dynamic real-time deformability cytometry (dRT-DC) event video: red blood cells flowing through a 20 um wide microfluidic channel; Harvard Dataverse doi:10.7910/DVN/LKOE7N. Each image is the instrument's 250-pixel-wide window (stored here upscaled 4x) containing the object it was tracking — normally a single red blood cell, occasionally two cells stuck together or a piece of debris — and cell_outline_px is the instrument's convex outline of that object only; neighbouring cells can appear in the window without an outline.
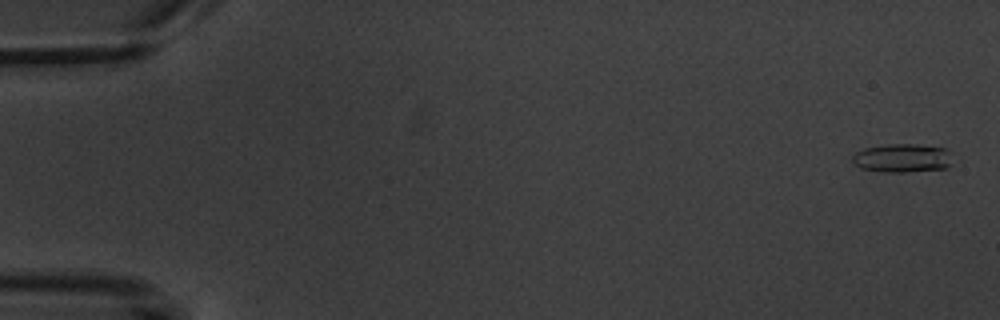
{"species": "common noctule bat (a hibernating species)", "species_latin": "Nyctalus noctula", "temperature_condition": "warm", "stored_images_in_passage": 5, "camera_frame_rate_fps": 3000, "um_per_image_px": 0.085, "animal": {"sex": "male", "body_mass_g": 20.1, "forearm_length_mm": 53.5}, "frame": {"image": 1, "passage_image": 1, "time_ms": 0.0, "image_size_px": [1000, 320], "cell_outline_px": [[952, 152], [948, 168], [904, 172], [884, 172], [860, 168], [852, 160], [852, 156], [856, 152], [864, 148], [888, 144], [916, 144], [944, 148]], "centroid_in_image_um": [76.7, 13.43], "position_along_channel_um": 8.3, "area_um2": 16.7}}
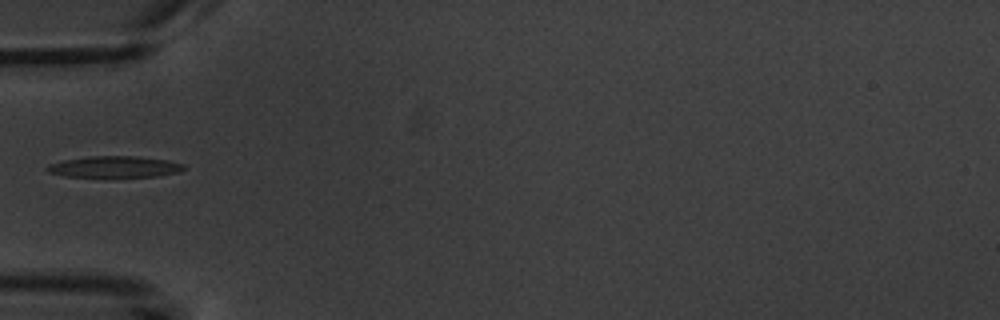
{"frame": {"image": 2, "passage_image": 5, "time_ms": 6.0, "image_size_px": [1000, 320], "cell_outline_px": [[184, 168], [180, 172], [156, 176], [108, 180], [64, 176], [48, 172], [44, 168], [48, 164], [64, 160], [92, 156], [136, 156], [168, 160], [184, 164]], "centroid_in_image_um": [9.69, 14.23], "position_along_channel_um": 75.3, "area_um2": 18.09}}